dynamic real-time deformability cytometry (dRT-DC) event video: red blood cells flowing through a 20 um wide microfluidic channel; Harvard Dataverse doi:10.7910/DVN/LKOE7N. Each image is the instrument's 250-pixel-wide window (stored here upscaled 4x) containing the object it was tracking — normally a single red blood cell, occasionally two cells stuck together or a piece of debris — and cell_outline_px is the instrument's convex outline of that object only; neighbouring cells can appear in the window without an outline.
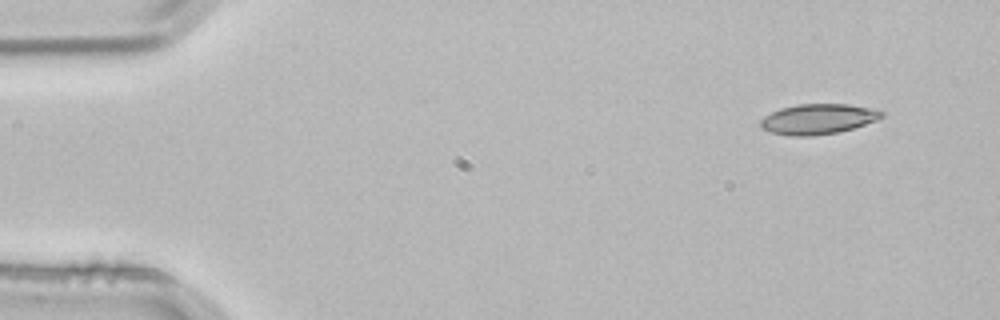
{"species": "common noctule bat (a hibernating species)", "species_latin": "Nyctalus noctula", "temperature_condition": "room temperature", "stored_images_in_passage": 4, "segment_of_instrument_passage": [2, 2], "camera_frame_rate_fps": 3000, "um_per_image_px": 0.085, "animal": {"sex": "male", "body_mass_g": 21.5, "forearm_length_mm": 52.0}, "frame": {"image": 1, "passage_image": 4, "time_ms": 1.0, "image_size_px": [1000, 320], "cell_outline_px": [[884, 116], [876, 120], [852, 128], [836, 132], [812, 136], [792, 136], [772, 132], [760, 128], [760, 120], [764, 116], [780, 108], [800, 104], [848, 104], [868, 108], [884, 112]], "centroid_in_image_um": [69.49, 10.12], "position_along_channel_um": 15.5, "area_um2": 21.1}}